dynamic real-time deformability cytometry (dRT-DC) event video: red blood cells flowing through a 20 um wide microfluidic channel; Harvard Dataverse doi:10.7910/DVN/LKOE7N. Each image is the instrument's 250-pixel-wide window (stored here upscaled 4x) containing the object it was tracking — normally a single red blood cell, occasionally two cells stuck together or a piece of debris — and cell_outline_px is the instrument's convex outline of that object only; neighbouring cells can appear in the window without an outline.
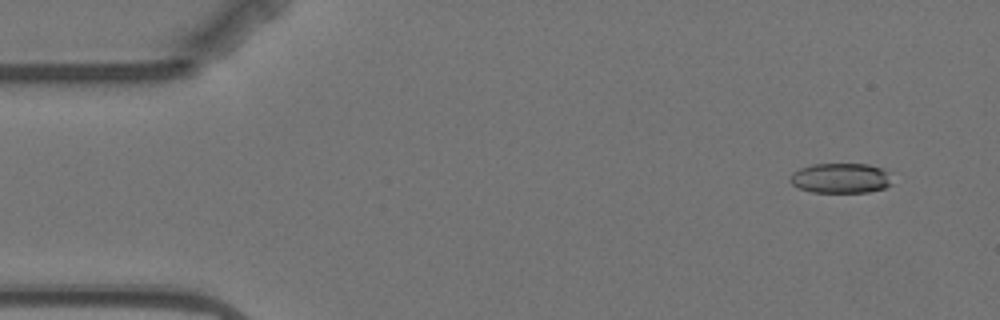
{"species": "Egyptian fruit bat (a non-hibernating species)", "species_latin": "Rousettus aegyptiacus", "temperature_condition": "warm", "stored_images_in_passage": 5, "camera_frame_rate_fps": 3000, "um_per_image_px": 0.085, "animal": {"sex": "female"}, "frame": {"image": 1, "passage_image": 1, "time_ms": 0.0, "image_size_px": [1000, 320], "cell_outline_px": [[892, 184], [884, 188], [868, 192], [812, 192], [800, 188], [792, 184], [792, 172], [800, 168], [812, 164], [868, 164], [884, 168], [892, 172]], "centroid_in_image_um": [71.55, 15.13], "position_along_channel_um": 13.4, "area_um2": 18.03}}
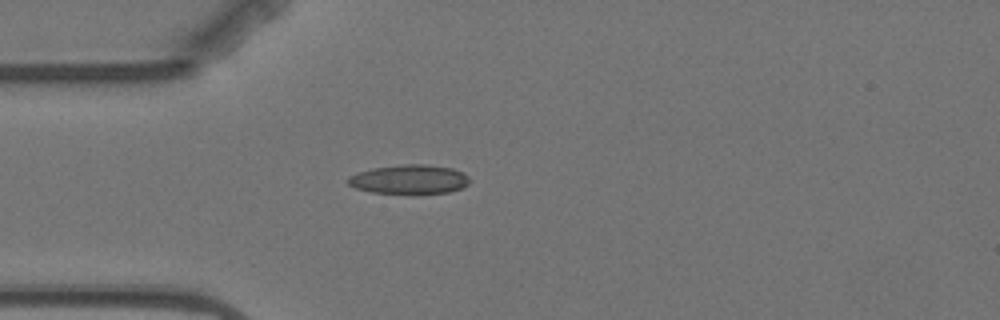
{"frame": {"image": 2, "passage_image": 4, "time_ms": 3.667, "image_size_px": [1000, 320], "cell_outline_px": [[468, 184], [460, 188], [448, 192], [416, 196], [372, 192], [356, 188], [348, 184], [344, 180], [348, 176], [372, 168], [404, 164], [428, 164], [452, 168], [468, 176]], "centroid_in_image_um": [34.76, 15.28], "position_along_channel_um": 50.2, "area_um2": 21.27}}